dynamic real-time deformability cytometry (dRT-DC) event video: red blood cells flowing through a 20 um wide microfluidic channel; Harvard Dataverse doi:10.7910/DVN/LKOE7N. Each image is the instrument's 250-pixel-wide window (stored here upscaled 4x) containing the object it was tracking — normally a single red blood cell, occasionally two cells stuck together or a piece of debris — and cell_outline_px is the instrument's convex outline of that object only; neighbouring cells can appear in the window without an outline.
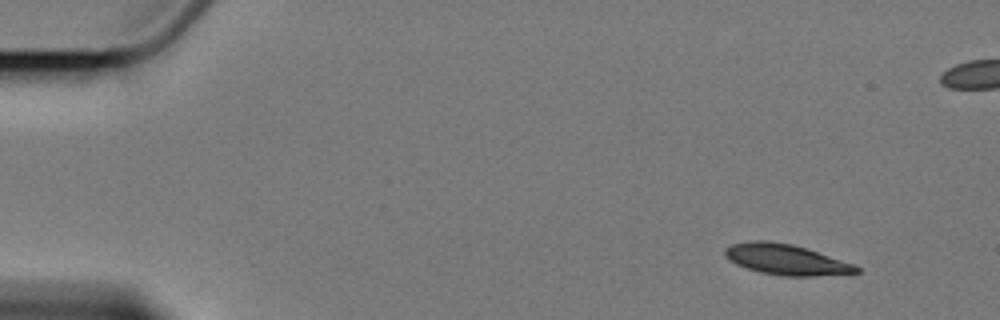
{"species": "Egyptian fruit bat (a non-hibernating species)", "species_latin": "Rousettus aegyptiacus", "temperature_condition": "cold", "stored_images_in_passage": 4, "camera_frame_rate_fps": 3000, "um_per_image_px": 0.085, "animal": {"sex": "female"}, "frame": {"image": 1, "passage_image": 1, "time_ms": 0.0, "image_size_px": [1000, 320], "cell_outline_px": [[860, 272], [812, 276], [784, 276], [760, 272], [736, 264], [724, 252], [724, 248], [732, 244], [752, 240], [768, 240], [792, 244], [852, 264], [860, 268]], "centroid_in_image_um": [66.77, 22.05], "position_along_channel_um": 18.2, "area_um2": 22.83}}